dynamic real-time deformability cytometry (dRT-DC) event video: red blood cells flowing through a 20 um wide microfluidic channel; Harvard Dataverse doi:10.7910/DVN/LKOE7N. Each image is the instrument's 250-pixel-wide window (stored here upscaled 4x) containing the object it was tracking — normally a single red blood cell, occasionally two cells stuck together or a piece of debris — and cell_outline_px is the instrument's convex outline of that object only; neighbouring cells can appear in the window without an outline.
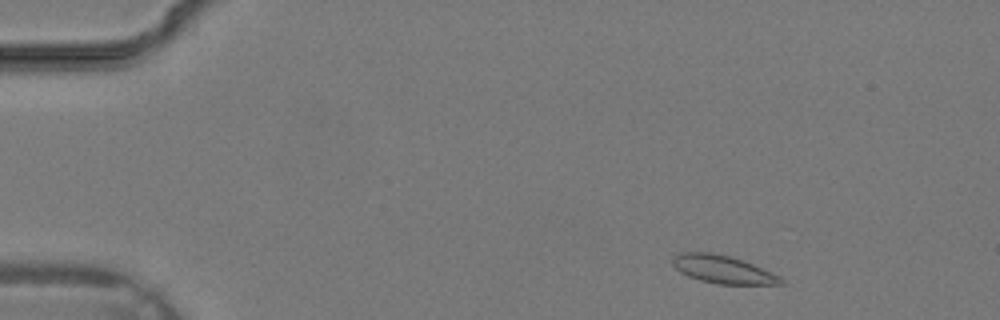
{"species": "common noctule bat (a hibernating species)", "species_latin": "Nyctalus noctula", "temperature_condition": "warm", "stored_images_in_passage": 16, "camera_frame_rate_fps": 3000, "um_per_image_px": 0.085, "animal": {"sex": "male", "body_mass_g": 19.2, "forearm_length_mm": 51.8}, "frame": {"image": 1, "passage_image": 2, "time_ms": 0.333, "image_size_px": [1000, 320], "cell_outline_px": [[788, 284], [716, 284], [700, 280], [688, 276], [680, 272], [672, 264], [672, 260], [680, 252], [712, 252], [732, 256], [744, 260], [780, 276]], "centroid_in_image_um": [61.47, 22.89], "position_along_channel_um": 23.5, "area_um2": 17.74}}
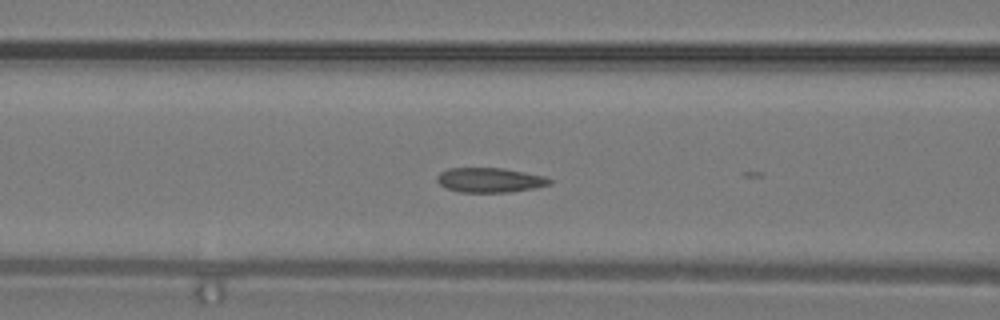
{"frame": {"image": 2, "passage_image": 12, "time_ms": 3.667, "image_size_px": [1000, 320], "cell_outline_px": [[552, 184], [536, 188], [508, 192], [460, 192], [448, 188], [440, 184], [436, 180], [436, 176], [440, 172], [448, 168], [504, 168], [544, 176], [552, 180]], "centroid_in_image_um": [41.65, 15.3], "position_along_channel_um": 125.0, "area_um2": 16.18}}
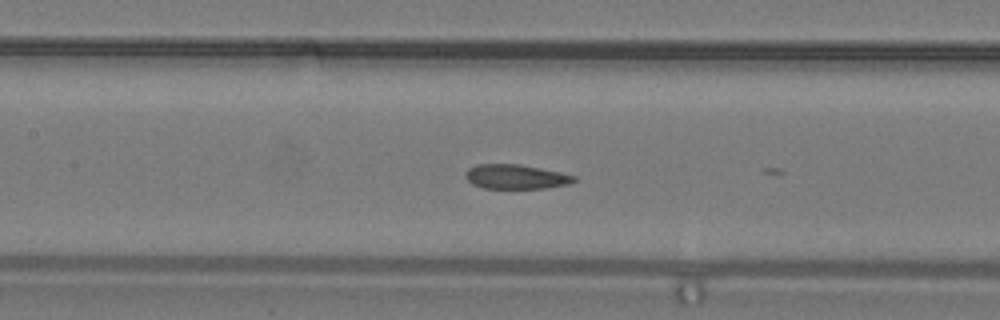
{"frame": {"image": 3, "passage_image": 14, "time_ms": 4.333, "image_size_px": [1000, 320], "cell_outline_px": [[576, 180], [568, 184], [548, 188], [484, 188], [472, 184], [464, 176], [464, 172], [468, 168], [476, 164], [520, 164], [560, 172], [576, 176]], "centroid_in_image_um": [43.82, 15.01], "position_along_channel_um": 163.6, "area_um2": 15.55}}